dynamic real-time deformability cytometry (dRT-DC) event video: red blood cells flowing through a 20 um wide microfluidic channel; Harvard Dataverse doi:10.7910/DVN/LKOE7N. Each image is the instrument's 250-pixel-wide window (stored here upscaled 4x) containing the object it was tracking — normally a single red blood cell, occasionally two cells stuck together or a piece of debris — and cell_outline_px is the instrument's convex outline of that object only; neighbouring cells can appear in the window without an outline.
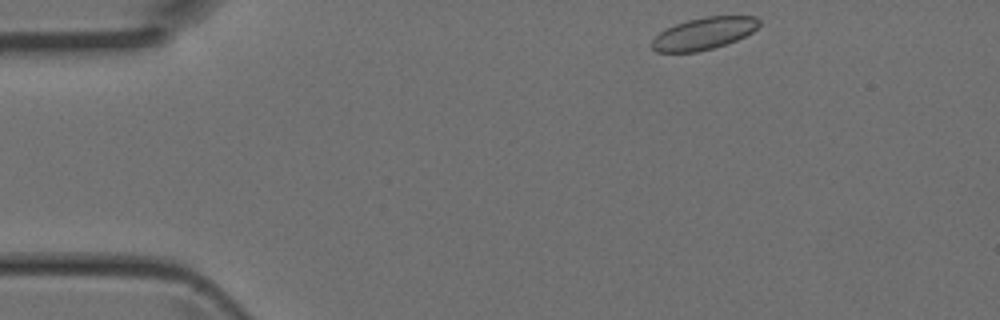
{"species": "Egyptian fruit bat (a non-hibernating species)", "species_latin": "Rousettus aegyptiacus", "temperature_condition": "room temperature", "stored_images_in_passage": 3, "camera_frame_rate_fps": 3000, "um_per_image_px": 0.085, "animal": {"sex": "female"}, "frame": {"image": 1, "passage_image": 1, "time_ms": 0.0, "image_size_px": [1000, 320], "cell_outline_px": [[760, 24], [752, 32], [736, 40], [712, 48], [696, 52], [656, 52], [652, 48], [652, 40], [660, 32], [676, 24], [688, 20], [708, 16], [756, 16], [760, 20]], "centroid_in_image_um": [59.83, 2.84], "position_along_channel_um": 25.2, "area_um2": 19.77}}
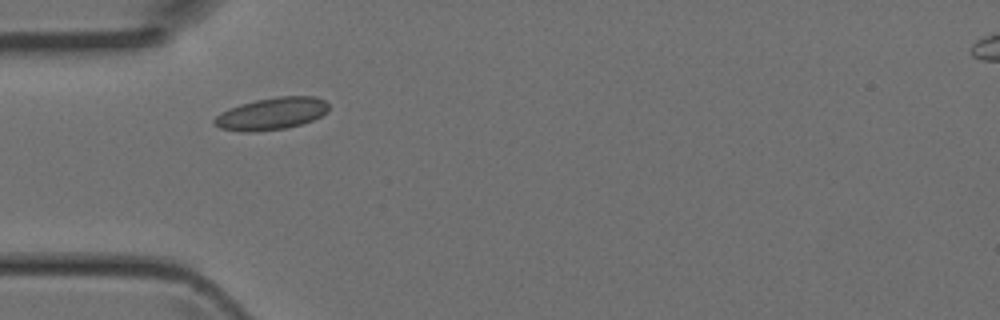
{"frame": {"image": 2, "passage_image": 3, "time_ms": 0.667, "image_size_px": [1000, 320], "cell_outline_px": [[328, 112], [312, 120], [300, 124], [284, 128], [256, 132], [244, 132], [220, 128], [212, 124], [212, 120], [220, 112], [228, 108], [240, 104], [256, 100], [276, 96], [316, 96], [324, 100], [328, 104]], "centroid_in_image_um": [23.05, 9.66], "position_along_channel_um": 62.0, "area_um2": 21.56}}